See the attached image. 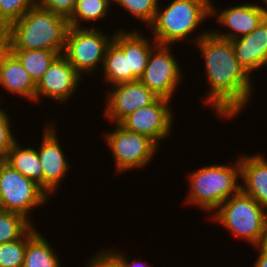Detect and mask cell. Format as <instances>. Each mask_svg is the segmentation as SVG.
I'll return each mask as SVG.
<instances>
[{
  "label": "cell",
  "mask_w": 267,
  "mask_h": 267,
  "mask_svg": "<svg viewBox=\"0 0 267 267\" xmlns=\"http://www.w3.org/2000/svg\"><path fill=\"white\" fill-rule=\"evenodd\" d=\"M32 225L24 215L0 209V244L21 238Z\"/></svg>",
  "instance_id": "obj_24"
},
{
  "label": "cell",
  "mask_w": 267,
  "mask_h": 267,
  "mask_svg": "<svg viewBox=\"0 0 267 267\" xmlns=\"http://www.w3.org/2000/svg\"><path fill=\"white\" fill-rule=\"evenodd\" d=\"M114 3L125 8L131 15L144 21L149 26L156 15L159 0H113Z\"/></svg>",
  "instance_id": "obj_27"
},
{
  "label": "cell",
  "mask_w": 267,
  "mask_h": 267,
  "mask_svg": "<svg viewBox=\"0 0 267 267\" xmlns=\"http://www.w3.org/2000/svg\"><path fill=\"white\" fill-rule=\"evenodd\" d=\"M264 5L265 7L263 5H254L253 3H244L237 6L233 5L232 7H228L220 12L216 10V7L213 6L211 1V17L217 16L218 18L216 17V19L219 20H217V22L230 29L228 33H224L219 30L211 32L215 36L226 40H233L243 35L250 34L267 16L266 4Z\"/></svg>",
  "instance_id": "obj_14"
},
{
  "label": "cell",
  "mask_w": 267,
  "mask_h": 267,
  "mask_svg": "<svg viewBox=\"0 0 267 267\" xmlns=\"http://www.w3.org/2000/svg\"><path fill=\"white\" fill-rule=\"evenodd\" d=\"M48 197L49 195L34 181L0 159L1 210L17 212L28 219L32 209L46 203Z\"/></svg>",
  "instance_id": "obj_6"
},
{
  "label": "cell",
  "mask_w": 267,
  "mask_h": 267,
  "mask_svg": "<svg viewBox=\"0 0 267 267\" xmlns=\"http://www.w3.org/2000/svg\"><path fill=\"white\" fill-rule=\"evenodd\" d=\"M194 41L204 57L210 86L205 103L219 116L233 118L250 102L251 76L236 59L231 40L219 38L210 30Z\"/></svg>",
  "instance_id": "obj_1"
},
{
  "label": "cell",
  "mask_w": 267,
  "mask_h": 267,
  "mask_svg": "<svg viewBox=\"0 0 267 267\" xmlns=\"http://www.w3.org/2000/svg\"><path fill=\"white\" fill-rule=\"evenodd\" d=\"M69 28L67 18L35 4L0 33V42L9 50L43 49L62 54Z\"/></svg>",
  "instance_id": "obj_2"
},
{
  "label": "cell",
  "mask_w": 267,
  "mask_h": 267,
  "mask_svg": "<svg viewBox=\"0 0 267 267\" xmlns=\"http://www.w3.org/2000/svg\"><path fill=\"white\" fill-rule=\"evenodd\" d=\"M10 118L4 109L0 108V159H3L16 142L10 128Z\"/></svg>",
  "instance_id": "obj_28"
},
{
  "label": "cell",
  "mask_w": 267,
  "mask_h": 267,
  "mask_svg": "<svg viewBox=\"0 0 267 267\" xmlns=\"http://www.w3.org/2000/svg\"><path fill=\"white\" fill-rule=\"evenodd\" d=\"M77 0H36V4L54 14L69 19L75 9Z\"/></svg>",
  "instance_id": "obj_29"
},
{
  "label": "cell",
  "mask_w": 267,
  "mask_h": 267,
  "mask_svg": "<svg viewBox=\"0 0 267 267\" xmlns=\"http://www.w3.org/2000/svg\"><path fill=\"white\" fill-rule=\"evenodd\" d=\"M35 4L36 0H0V33Z\"/></svg>",
  "instance_id": "obj_26"
},
{
  "label": "cell",
  "mask_w": 267,
  "mask_h": 267,
  "mask_svg": "<svg viewBox=\"0 0 267 267\" xmlns=\"http://www.w3.org/2000/svg\"><path fill=\"white\" fill-rule=\"evenodd\" d=\"M96 29L70 26L68 30L62 55L80 75L91 73L100 62L103 66L107 47L113 40V34L108 37Z\"/></svg>",
  "instance_id": "obj_7"
},
{
  "label": "cell",
  "mask_w": 267,
  "mask_h": 267,
  "mask_svg": "<svg viewBox=\"0 0 267 267\" xmlns=\"http://www.w3.org/2000/svg\"><path fill=\"white\" fill-rule=\"evenodd\" d=\"M256 247L257 249L259 248L260 251L253 267H267V252L260 245Z\"/></svg>",
  "instance_id": "obj_32"
},
{
  "label": "cell",
  "mask_w": 267,
  "mask_h": 267,
  "mask_svg": "<svg viewBox=\"0 0 267 267\" xmlns=\"http://www.w3.org/2000/svg\"><path fill=\"white\" fill-rule=\"evenodd\" d=\"M241 191L254 198L267 210V158L263 155H243L240 158Z\"/></svg>",
  "instance_id": "obj_17"
},
{
  "label": "cell",
  "mask_w": 267,
  "mask_h": 267,
  "mask_svg": "<svg viewBox=\"0 0 267 267\" xmlns=\"http://www.w3.org/2000/svg\"><path fill=\"white\" fill-rule=\"evenodd\" d=\"M170 100L159 97L154 103L127 116L120 124L127 130L147 136L157 145L170 134L173 112Z\"/></svg>",
  "instance_id": "obj_10"
},
{
  "label": "cell",
  "mask_w": 267,
  "mask_h": 267,
  "mask_svg": "<svg viewBox=\"0 0 267 267\" xmlns=\"http://www.w3.org/2000/svg\"><path fill=\"white\" fill-rule=\"evenodd\" d=\"M114 125L116 128L105 134V140L118 173L148 165L154 159L158 145L147 136L127 130L120 123Z\"/></svg>",
  "instance_id": "obj_8"
},
{
  "label": "cell",
  "mask_w": 267,
  "mask_h": 267,
  "mask_svg": "<svg viewBox=\"0 0 267 267\" xmlns=\"http://www.w3.org/2000/svg\"><path fill=\"white\" fill-rule=\"evenodd\" d=\"M263 2L267 5V0H263ZM266 8H267V6H266Z\"/></svg>",
  "instance_id": "obj_34"
},
{
  "label": "cell",
  "mask_w": 267,
  "mask_h": 267,
  "mask_svg": "<svg viewBox=\"0 0 267 267\" xmlns=\"http://www.w3.org/2000/svg\"><path fill=\"white\" fill-rule=\"evenodd\" d=\"M235 57L240 65L251 75L261 68L267 60V16L250 34L231 40Z\"/></svg>",
  "instance_id": "obj_15"
},
{
  "label": "cell",
  "mask_w": 267,
  "mask_h": 267,
  "mask_svg": "<svg viewBox=\"0 0 267 267\" xmlns=\"http://www.w3.org/2000/svg\"><path fill=\"white\" fill-rule=\"evenodd\" d=\"M58 258L48 240L36 232L27 241L23 267H61Z\"/></svg>",
  "instance_id": "obj_21"
},
{
  "label": "cell",
  "mask_w": 267,
  "mask_h": 267,
  "mask_svg": "<svg viewBox=\"0 0 267 267\" xmlns=\"http://www.w3.org/2000/svg\"><path fill=\"white\" fill-rule=\"evenodd\" d=\"M102 68L104 81L110 85L139 80L129 71L128 52H123L113 41L107 47Z\"/></svg>",
  "instance_id": "obj_20"
},
{
  "label": "cell",
  "mask_w": 267,
  "mask_h": 267,
  "mask_svg": "<svg viewBox=\"0 0 267 267\" xmlns=\"http://www.w3.org/2000/svg\"><path fill=\"white\" fill-rule=\"evenodd\" d=\"M80 76L69 61L60 54L36 84L35 101H39L41 96L58 100L60 103L67 101L76 92L78 82L81 81Z\"/></svg>",
  "instance_id": "obj_12"
},
{
  "label": "cell",
  "mask_w": 267,
  "mask_h": 267,
  "mask_svg": "<svg viewBox=\"0 0 267 267\" xmlns=\"http://www.w3.org/2000/svg\"><path fill=\"white\" fill-rule=\"evenodd\" d=\"M88 261L87 267H120L105 251H100Z\"/></svg>",
  "instance_id": "obj_30"
},
{
  "label": "cell",
  "mask_w": 267,
  "mask_h": 267,
  "mask_svg": "<svg viewBox=\"0 0 267 267\" xmlns=\"http://www.w3.org/2000/svg\"><path fill=\"white\" fill-rule=\"evenodd\" d=\"M111 0H77L72 16L68 19L71 27H79L80 22H90L105 18L110 10Z\"/></svg>",
  "instance_id": "obj_23"
},
{
  "label": "cell",
  "mask_w": 267,
  "mask_h": 267,
  "mask_svg": "<svg viewBox=\"0 0 267 267\" xmlns=\"http://www.w3.org/2000/svg\"><path fill=\"white\" fill-rule=\"evenodd\" d=\"M54 124L45 126L43 139L37 154L43 170V190L48 194H54L60 182L68 173L70 164L67 162L65 153L61 148ZM54 128V129H53Z\"/></svg>",
  "instance_id": "obj_13"
},
{
  "label": "cell",
  "mask_w": 267,
  "mask_h": 267,
  "mask_svg": "<svg viewBox=\"0 0 267 267\" xmlns=\"http://www.w3.org/2000/svg\"><path fill=\"white\" fill-rule=\"evenodd\" d=\"M0 85L6 91L35 102L36 84L19 59L0 42Z\"/></svg>",
  "instance_id": "obj_16"
},
{
  "label": "cell",
  "mask_w": 267,
  "mask_h": 267,
  "mask_svg": "<svg viewBox=\"0 0 267 267\" xmlns=\"http://www.w3.org/2000/svg\"><path fill=\"white\" fill-rule=\"evenodd\" d=\"M120 267H149L147 266V262L145 263L142 261H136V259H133L132 261H128L127 257H125L122 253L120 252H113V250H104ZM140 262V263H139ZM139 264V266H138Z\"/></svg>",
  "instance_id": "obj_31"
},
{
  "label": "cell",
  "mask_w": 267,
  "mask_h": 267,
  "mask_svg": "<svg viewBox=\"0 0 267 267\" xmlns=\"http://www.w3.org/2000/svg\"><path fill=\"white\" fill-rule=\"evenodd\" d=\"M260 246L267 252V235L261 242Z\"/></svg>",
  "instance_id": "obj_33"
},
{
  "label": "cell",
  "mask_w": 267,
  "mask_h": 267,
  "mask_svg": "<svg viewBox=\"0 0 267 267\" xmlns=\"http://www.w3.org/2000/svg\"><path fill=\"white\" fill-rule=\"evenodd\" d=\"M159 6L149 26L154 32L153 39L160 45L182 41L211 18V0H172L164 9Z\"/></svg>",
  "instance_id": "obj_4"
},
{
  "label": "cell",
  "mask_w": 267,
  "mask_h": 267,
  "mask_svg": "<svg viewBox=\"0 0 267 267\" xmlns=\"http://www.w3.org/2000/svg\"><path fill=\"white\" fill-rule=\"evenodd\" d=\"M212 220L255 248L267 235V210L241 190L216 209Z\"/></svg>",
  "instance_id": "obj_5"
},
{
  "label": "cell",
  "mask_w": 267,
  "mask_h": 267,
  "mask_svg": "<svg viewBox=\"0 0 267 267\" xmlns=\"http://www.w3.org/2000/svg\"><path fill=\"white\" fill-rule=\"evenodd\" d=\"M36 232L32 226L21 238L0 244V267H23L27 241Z\"/></svg>",
  "instance_id": "obj_25"
},
{
  "label": "cell",
  "mask_w": 267,
  "mask_h": 267,
  "mask_svg": "<svg viewBox=\"0 0 267 267\" xmlns=\"http://www.w3.org/2000/svg\"><path fill=\"white\" fill-rule=\"evenodd\" d=\"M239 175L240 159L235 166H202L189 175V193L185 202L215 212L224 201L241 190Z\"/></svg>",
  "instance_id": "obj_3"
},
{
  "label": "cell",
  "mask_w": 267,
  "mask_h": 267,
  "mask_svg": "<svg viewBox=\"0 0 267 267\" xmlns=\"http://www.w3.org/2000/svg\"><path fill=\"white\" fill-rule=\"evenodd\" d=\"M3 160L43 189V170L37 149L31 146L26 148L24 146L22 147L16 141Z\"/></svg>",
  "instance_id": "obj_19"
},
{
  "label": "cell",
  "mask_w": 267,
  "mask_h": 267,
  "mask_svg": "<svg viewBox=\"0 0 267 267\" xmlns=\"http://www.w3.org/2000/svg\"><path fill=\"white\" fill-rule=\"evenodd\" d=\"M107 94L105 115L111 122L121 123L138 109L154 103L159 97L140 80L113 85Z\"/></svg>",
  "instance_id": "obj_11"
},
{
  "label": "cell",
  "mask_w": 267,
  "mask_h": 267,
  "mask_svg": "<svg viewBox=\"0 0 267 267\" xmlns=\"http://www.w3.org/2000/svg\"><path fill=\"white\" fill-rule=\"evenodd\" d=\"M10 51L19 59L35 84L40 81L48 67L60 55L59 52L43 49Z\"/></svg>",
  "instance_id": "obj_22"
},
{
  "label": "cell",
  "mask_w": 267,
  "mask_h": 267,
  "mask_svg": "<svg viewBox=\"0 0 267 267\" xmlns=\"http://www.w3.org/2000/svg\"><path fill=\"white\" fill-rule=\"evenodd\" d=\"M114 31L113 42L123 51L128 52L129 71H132L140 78L147 66L150 52L158 43L153 39L150 42L148 37L134 31ZM149 40V41H148ZM155 41V42H154ZM153 44V45H151Z\"/></svg>",
  "instance_id": "obj_18"
},
{
  "label": "cell",
  "mask_w": 267,
  "mask_h": 267,
  "mask_svg": "<svg viewBox=\"0 0 267 267\" xmlns=\"http://www.w3.org/2000/svg\"><path fill=\"white\" fill-rule=\"evenodd\" d=\"M170 45L157 44L150 52L147 66L139 80L158 97L171 100L181 80L178 61Z\"/></svg>",
  "instance_id": "obj_9"
}]
</instances>
